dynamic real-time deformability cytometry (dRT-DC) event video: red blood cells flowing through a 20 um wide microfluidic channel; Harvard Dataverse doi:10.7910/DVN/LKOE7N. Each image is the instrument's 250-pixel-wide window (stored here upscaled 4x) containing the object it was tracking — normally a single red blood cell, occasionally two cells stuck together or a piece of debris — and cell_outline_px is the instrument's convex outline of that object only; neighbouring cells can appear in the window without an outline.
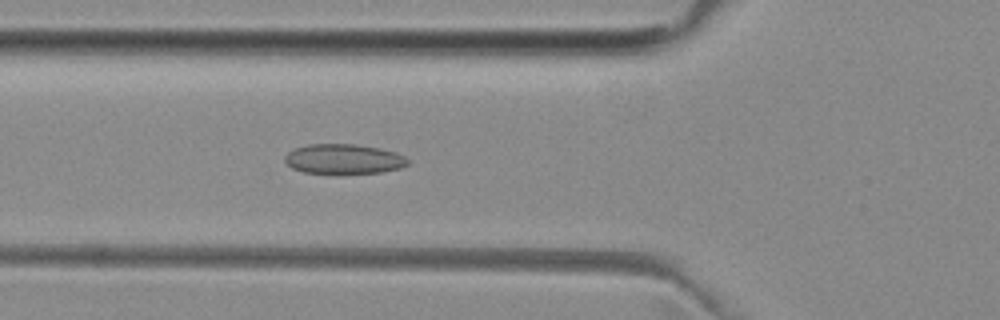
{"species": "common noctule bat (a hibernating species)", "species_latin": "Nyctalus noctula", "temperature_condition": "room temperature", "stored_images_in_passage": 39, "camera_frame_rate_fps": 3000, "um_per_image_px": 0.085, "animal": {"sex": "female", "body_mass_g": 29.2, "forearm_length_mm": 56.3}, "frame": {"image": 1, "passage_image": 6, "time_ms": 1.667, "image_size_px": [1000, 320], "cell_outline_px": [[408, 164], [400, 168], [380, 172], [340, 176], [336, 176], [304, 172], [292, 168], [284, 160], [284, 156], [288, 152], [296, 148], [308, 144], [356, 144], [380, 148], [396, 152], [404, 156], [408, 160]], "centroid_in_image_um": [29.2, 13.55], "position_along_channel_um": 96.6, "area_um2": 22.14}}
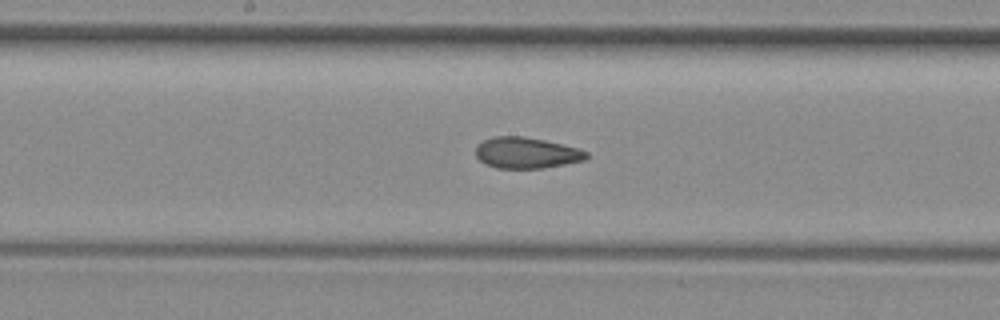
{"frame": {"image": 2, "passage_image": 14, "time_ms": 4.333, "image_size_px": [1000, 320], "cell_outline_px": [[588, 156], [584, 160], [544, 168], [496, 168], [484, 164], [476, 156], [476, 144], [492, 136], [524, 136], [544, 140], [576, 148], [588, 152]], "centroid_in_image_um": [44.69, 12.99], "position_along_channel_um": 203.5, "area_um2": 20.0}}
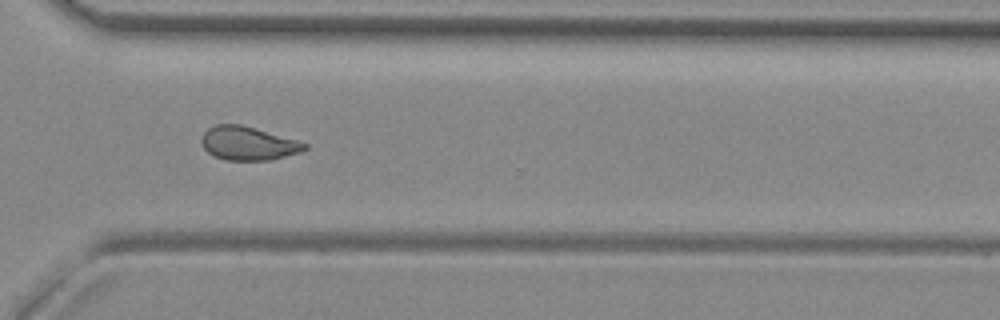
{"frame": {"image": 3, "passage_image": 25, "time_ms": 8.0, "image_size_px": [1000, 320], "cell_outline_px": [[308, 148], [300, 152], [272, 160], [224, 160], [208, 152], [204, 148], [200, 140], [204, 132], [208, 128], [216, 124], [240, 124], [296, 140], [308, 144]], "centroid_in_image_um": [21.08, 12.19], "position_along_channel_um": 349.5, "area_um2": 20.06}, "authors_computed_cell_mechanics": {"area_um2": 20.4612, "velocity_mm_per_s": 3.9867, "shape_relaxation_time_tau1_ms": null, "shape_relaxation_time_tau2_ms": 1.4827, "deformation_change_tau1": null, "deformation_change_tau2": 0.0601}}